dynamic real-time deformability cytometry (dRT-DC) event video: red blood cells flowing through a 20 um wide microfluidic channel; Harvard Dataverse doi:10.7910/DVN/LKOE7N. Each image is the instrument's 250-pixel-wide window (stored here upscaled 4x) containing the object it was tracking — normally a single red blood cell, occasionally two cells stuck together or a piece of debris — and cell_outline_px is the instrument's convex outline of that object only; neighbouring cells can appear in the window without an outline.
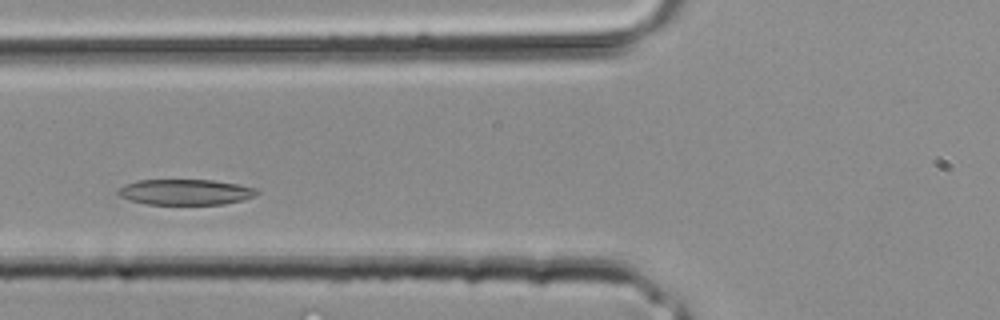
{"species": "common noctule bat (a hibernating species)", "species_latin": "Nyctalus noctula", "temperature_condition": "room temperature", "stored_images_in_passage": 24, "camera_frame_rate_fps": 3000, "um_per_image_px": 0.085, "animal": {"sex": "male", "body_mass_g": 20.4}, "frame": {"image": 1, "passage_image": 4, "time_ms": 1.0, "image_size_px": [1000, 320], "cell_outline_px": [[260, 192], [244, 200], [224, 204], [148, 204], [132, 200], [120, 196], [116, 192], [124, 184], [140, 180], [212, 180], [236, 184], [256, 188]], "centroid_in_image_um": [15.77, 16.32], "position_along_channel_um": 110.0, "area_um2": 20.52}}